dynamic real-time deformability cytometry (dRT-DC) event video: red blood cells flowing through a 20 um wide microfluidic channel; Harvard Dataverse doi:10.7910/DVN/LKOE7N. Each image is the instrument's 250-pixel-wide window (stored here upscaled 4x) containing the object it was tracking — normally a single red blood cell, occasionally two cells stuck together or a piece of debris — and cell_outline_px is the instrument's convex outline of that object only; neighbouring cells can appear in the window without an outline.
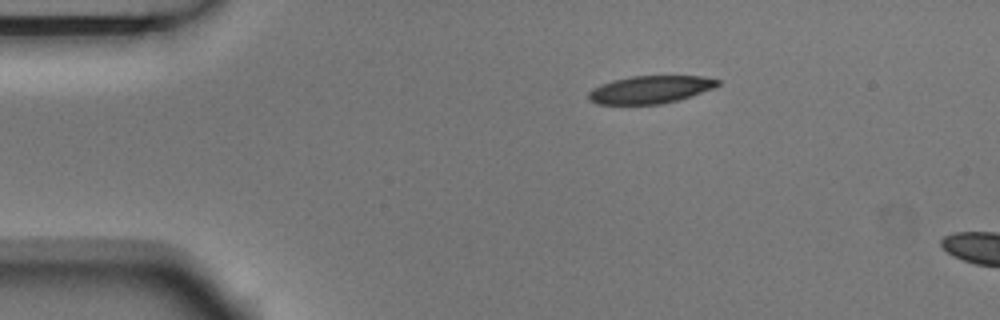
{"species": "Egyptian fruit bat (a non-hibernating species)", "species_latin": "Rousettus aegyptiacus", "temperature_condition": "room temperature", "stored_images_in_passage": 3, "camera_frame_rate_fps": 3000, "um_per_image_px": 0.085, "animal": {"sex": "male"}, "frame": {"image": 1, "passage_image": 1, "time_ms": 0.0, "image_size_px": [1000, 320], "cell_outline_px": [[720, 84], [716, 88], [676, 100], [660, 104], [596, 104], [588, 100], [588, 92], [592, 88], [600, 84], [612, 80], [632, 76], [704, 76], [720, 80]], "centroid_in_image_um": [55.26, 7.61], "position_along_channel_um": 29.7, "area_um2": 20.92}}